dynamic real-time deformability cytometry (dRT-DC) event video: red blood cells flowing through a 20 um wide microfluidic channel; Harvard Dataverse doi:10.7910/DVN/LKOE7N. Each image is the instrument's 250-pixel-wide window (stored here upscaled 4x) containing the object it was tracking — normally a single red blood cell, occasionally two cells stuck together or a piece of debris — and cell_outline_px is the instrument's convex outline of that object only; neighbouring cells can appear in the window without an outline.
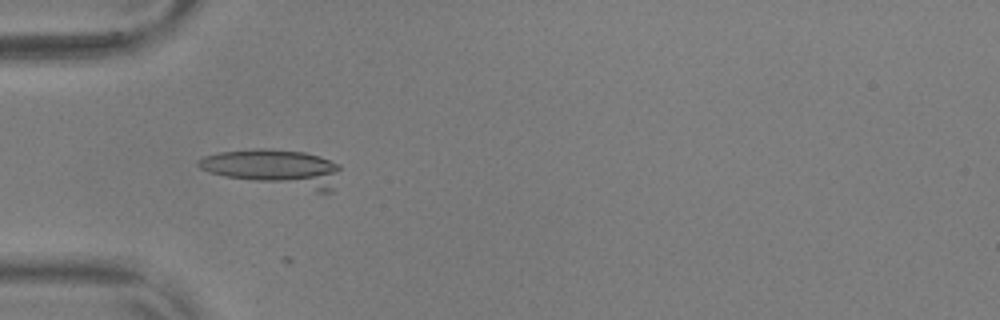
{"species": "common noctule bat (a hibernating species)", "species_latin": "Nyctalus noctula", "temperature_condition": "warm", "stored_images_in_passage": 31, "camera_frame_rate_fps": 3000, "um_per_image_px": 0.085, "animal": {"sex": "male", "body_mass_g": 17.9, "forearm_length_mm": 54.2}, "frame": {"image": 1, "passage_image": 19, "time_ms": 6.0, "image_size_px": [1000, 320], "cell_outline_px": [[340, 168], [332, 192], [316, 192], [224, 176], [200, 168], [196, 164], [204, 156], [220, 152], [256, 148], [272, 148], [304, 152], [320, 156], [340, 164]], "centroid_in_image_um": [23.4, 14.28], "position_along_channel_um": 61.6, "area_um2": 30.75}}